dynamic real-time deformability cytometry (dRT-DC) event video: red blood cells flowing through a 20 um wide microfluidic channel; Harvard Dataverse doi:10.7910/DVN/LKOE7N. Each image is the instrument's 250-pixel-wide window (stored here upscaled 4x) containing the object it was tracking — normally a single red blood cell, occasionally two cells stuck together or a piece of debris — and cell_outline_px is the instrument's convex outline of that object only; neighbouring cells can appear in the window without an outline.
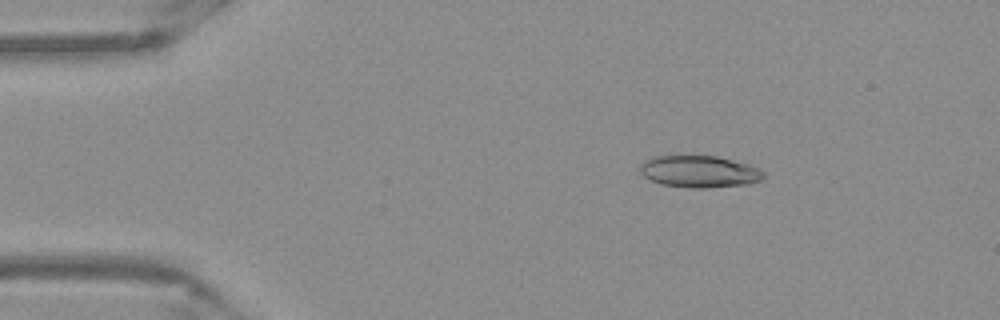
{"species": "Egyptian fruit bat (a non-hibernating species)", "species_latin": "Rousettus aegyptiacus", "temperature_condition": "warm", "stored_images_in_passage": 52, "camera_frame_rate_fps": 3000, "um_per_image_px": 0.085, "frame": {"image": 1, "passage_image": 8, "time_ms": 2.333, "image_size_px": [1000, 320], "cell_outline_px": [[764, 176], [760, 180], [748, 184], [708, 188], [688, 188], [660, 184], [644, 176], [640, 172], [640, 164], [644, 160], [652, 156], [716, 156], [748, 164], [764, 172]], "centroid_in_image_um": [59.41, 14.59], "position_along_channel_um": 25.6, "area_um2": 22.95}}
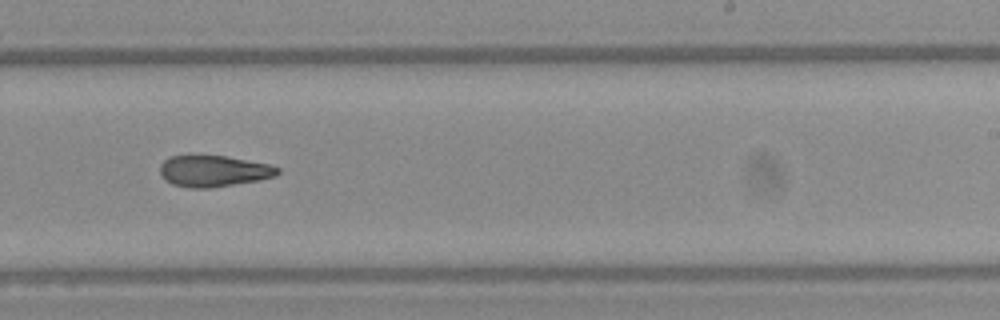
{"frame": {"image": 2, "passage_image": 32, "time_ms": 10.333, "image_size_px": [1000, 320], "cell_outline_px": [[280, 172], [276, 176], [260, 180], [208, 188], [188, 188], [172, 184], [164, 180], [160, 172], [160, 164], [168, 156], [188, 152], [224, 156], [268, 164], [280, 168]], "centroid_in_image_um": [18.07, 14.5], "position_along_channel_um": 270.9, "area_um2": 22.2}}
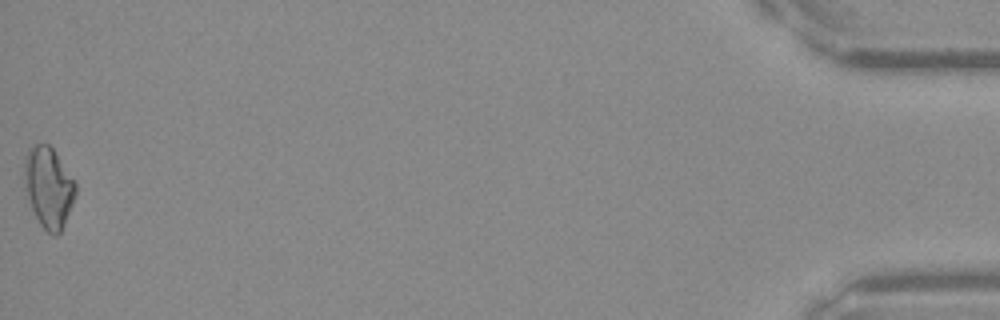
{"frame": {"image": 3, "passage_image": 52, "time_ms": 17.0, "image_size_px": [1000, 320], "cell_outline_px": [[76, 192], [72, 204], [64, 224], [60, 232], [56, 236], [52, 236], [40, 224], [32, 208], [24, 188], [24, 156], [28, 148], [36, 144], [48, 144], [52, 148], [76, 184]], "centroid_in_image_um": [4.1, 15.92], "position_along_channel_um": 431.1, "area_um2": 23.81}, "authors_computed_cell_mechanics": {"area_um2": 22.253, "velocity_mm_per_s": 3.8851, "shape_relaxation_time_tau1_ms": null, "shape_relaxation_time_tau2_ms": 6.0119, "deformation_change_tau1": null, "deformation_change_tau2": 0.1601}}